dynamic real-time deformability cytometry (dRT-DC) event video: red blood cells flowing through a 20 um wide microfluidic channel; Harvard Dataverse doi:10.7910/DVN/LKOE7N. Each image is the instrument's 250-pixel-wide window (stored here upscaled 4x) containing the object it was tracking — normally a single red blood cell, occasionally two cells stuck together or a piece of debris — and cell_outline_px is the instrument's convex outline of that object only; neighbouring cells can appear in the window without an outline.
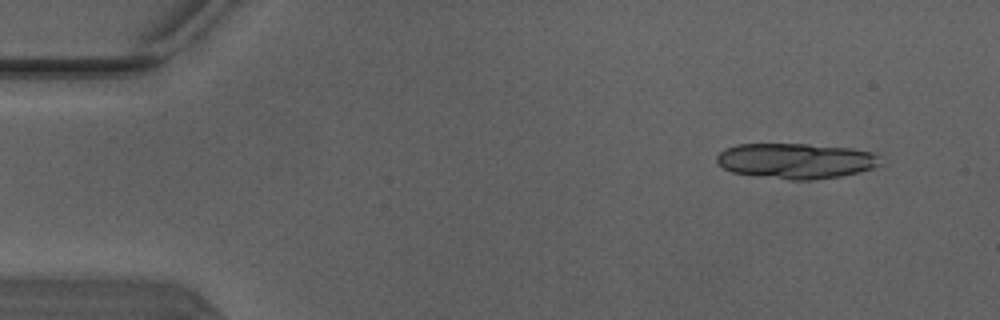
{"species": "Egyptian fruit bat (a non-hibernating species)", "species_latin": "Rousettus aegyptiacus", "temperature_condition": "warm", "stored_images_in_passage": 3, "camera_frame_rate_fps": 3000, "um_per_image_px": 0.085, "animal": {"sex": "male"}, "frame": {"image": 1, "passage_image": 1, "time_ms": 0.0, "image_size_px": [1000, 320], "cell_outline_px": [[888, 164], [840, 176], [808, 180], [792, 180], [732, 172], [724, 168], [716, 160], [716, 156], [724, 148], [736, 144], [808, 144], [852, 148], [872, 152]], "centroid_in_image_um": [67.69, 13.66], "position_along_channel_um": 17.3, "area_um2": 33.81}}